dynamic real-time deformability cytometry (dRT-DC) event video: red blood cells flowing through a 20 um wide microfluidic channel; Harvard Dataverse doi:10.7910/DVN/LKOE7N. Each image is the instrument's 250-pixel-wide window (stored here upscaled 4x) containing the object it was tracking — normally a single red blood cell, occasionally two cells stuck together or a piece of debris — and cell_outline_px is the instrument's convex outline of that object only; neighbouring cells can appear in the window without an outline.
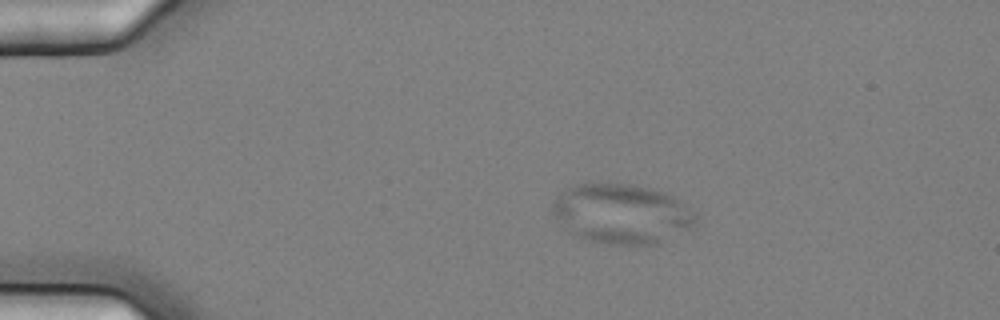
{"species": "common noctule bat (a hibernating species)", "species_latin": "Nyctalus noctula", "temperature_condition": "cold", "stored_images_in_passage": 6, "camera_frame_rate_fps": 3000, "um_per_image_px": 0.085, "animal": {"sex": "female", "body_mass_g": 25.1}, "frame": {"image": 1, "passage_image": 1, "time_ms": 0.0, "image_size_px": [1000, 320], "cell_outline_px": [[696, 228], [692, 232], [660, 244], [608, 244], [588, 240], [568, 232], [552, 212], [552, 200], [564, 188], [576, 184], [608, 180], [632, 184], [664, 192], [680, 200], [696, 212]], "centroid_in_image_um": [52.9, 18.15], "position_along_channel_um": 32.1, "area_um2": 51.56}}